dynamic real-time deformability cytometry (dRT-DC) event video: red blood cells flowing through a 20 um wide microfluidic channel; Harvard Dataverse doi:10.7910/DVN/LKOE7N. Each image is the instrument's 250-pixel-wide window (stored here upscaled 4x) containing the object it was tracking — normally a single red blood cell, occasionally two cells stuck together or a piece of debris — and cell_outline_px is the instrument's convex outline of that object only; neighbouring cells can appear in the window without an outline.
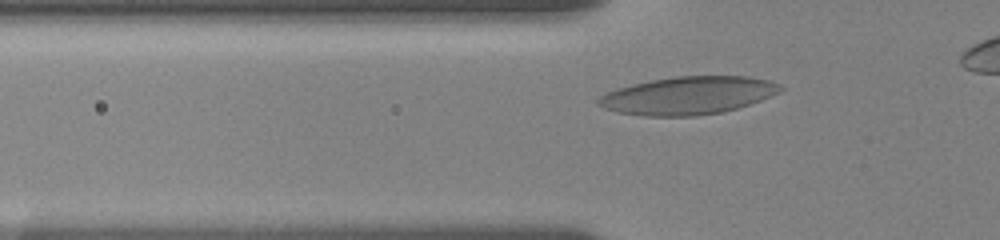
{"species": "human", "species_latin": "Homo sapiens", "temperature_condition": "room temperature", "stored_images_in_passage": 36, "camera_frame_rate_fps": 3000, "um_per_image_px": 0.085, "donor": {"sex": "female"}, "frame": {"image": 1, "passage_image": 7, "time_ms": 2.0, "image_size_px": [1000, 240], "cell_outline_px": [[784, 88], [780, 92], [772, 96], [724, 112], [696, 116], [644, 116], [616, 112], [604, 108], [596, 104], [596, 100], [600, 96], [616, 88], [632, 84], [652, 80], [676, 76], [748, 76], [772, 80], [780, 84]], "centroid_in_image_um": [58.5, 8.12], "position_along_channel_um": 67.3, "area_um2": 40.4}}
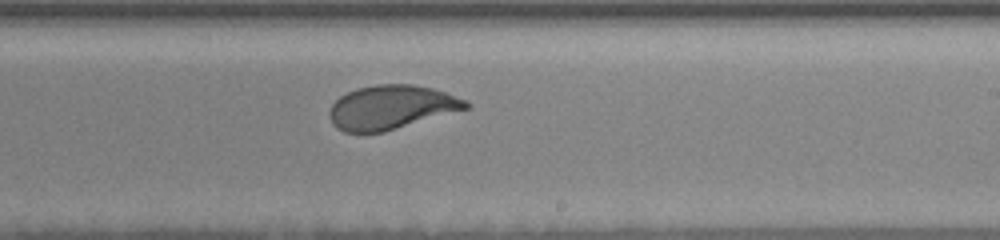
{"frame": {"image": 2, "passage_image": 20, "time_ms": 7.333, "image_size_px": [1000, 240], "cell_outline_px": [[472, 104], [468, 108], [384, 132], [344, 132], [336, 128], [332, 124], [328, 116], [328, 112], [332, 104], [340, 96], [356, 88], [376, 84], [412, 84], [432, 88], [444, 92], [464, 100]], "centroid_in_image_um": [33.2, 9.12], "position_along_channel_um": 255.8, "area_um2": 34.85}}
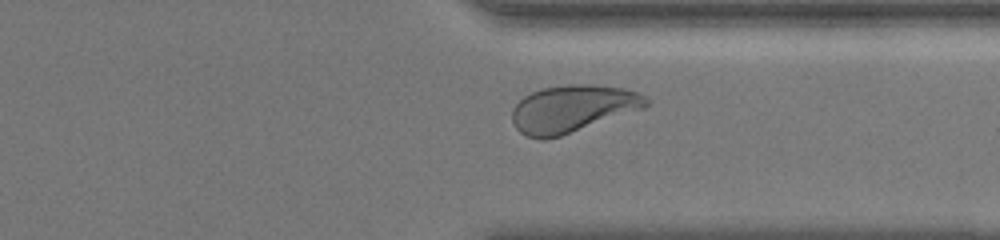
{"frame": {"image": 3, "passage_image": 30, "time_ms": 10.333, "image_size_px": [1000, 240], "cell_outline_px": [[648, 104], [644, 108], [560, 136], [544, 140], [540, 140], [528, 136], [520, 132], [516, 128], [512, 120], [512, 108], [524, 96], [532, 92], [544, 88], [568, 84], [592, 84], [624, 88], [636, 92], [644, 96], [648, 100]], "centroid_in_image_um": [48.64, 9.24], "position_along_channel_um": 362.8, "area_um2": 36.65}}